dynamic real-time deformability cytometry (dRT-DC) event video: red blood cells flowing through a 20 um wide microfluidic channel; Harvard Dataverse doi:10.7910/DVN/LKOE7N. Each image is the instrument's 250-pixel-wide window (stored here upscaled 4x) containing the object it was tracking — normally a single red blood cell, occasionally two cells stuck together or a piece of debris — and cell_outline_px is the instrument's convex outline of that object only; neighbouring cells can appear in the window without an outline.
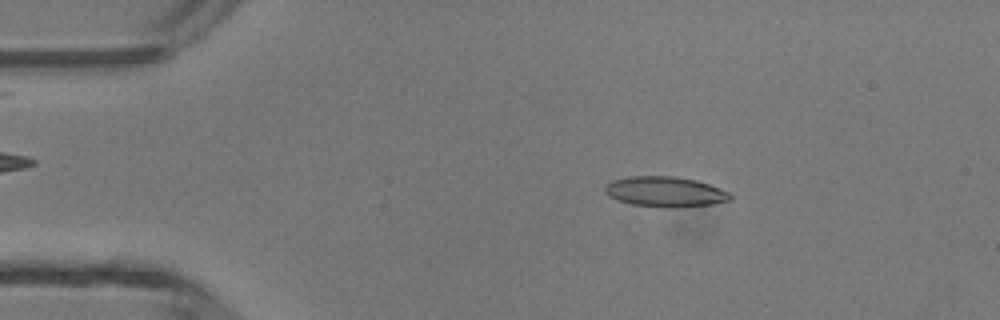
{"species": "common noctule bat (a hibernating species)", "species_latin": "Nyctalus noctula", "temperature_condition": "room temperature", "stored_images_in_passage": 41, "camera_frame_rate_fps": 3000, "um_per_image_px": 0.085, "animal": {"sex": "male", "body_mass_g": 13.3}, "frame": {"image": 1, "passage_image": 2, "time_ms": 0.333, "image_size_px": [1000, 320], "cell_outline_px": [[736, 196], [732, 200], [712, 204], [672, 208], [668, 208], [632, 204], [608, 196], [604, 192], [604, 188], [612, 180], [628, 176], [676, 176], [696, 180], [720, 188]], "centroid_in_image_um": [56.58, 16.29], "position_along_channel_um": 28.4, "area_um2": 22.25}}
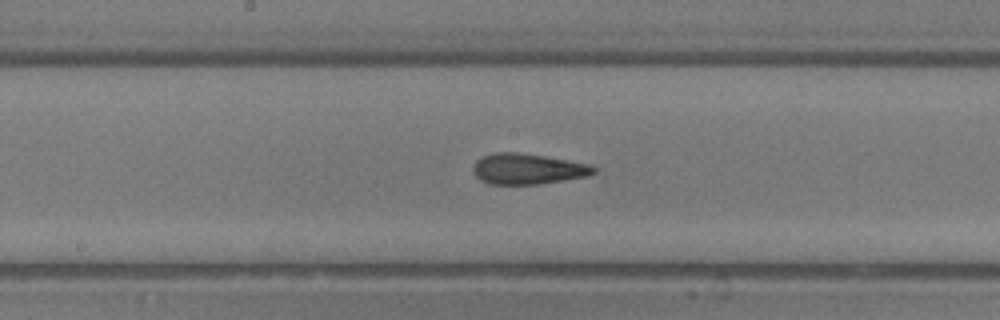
{"frame": {"image": 2, "passage_image": 18, "time_ms": 5.667, "image_size_px": [1000, 320], "cell_outline_px": [[596, 176], [540, 184], [488, 184], [480, 180], [472, 172], [472, 168], [476, 160], [484, 156], [496, 152], [516, 152], [544, 156], [592, 164], [596, 168]], "centroid_in_image_um": [44.93, 14.37], "position_along_channel_um": 203.3, "area_um2": 22.02}}
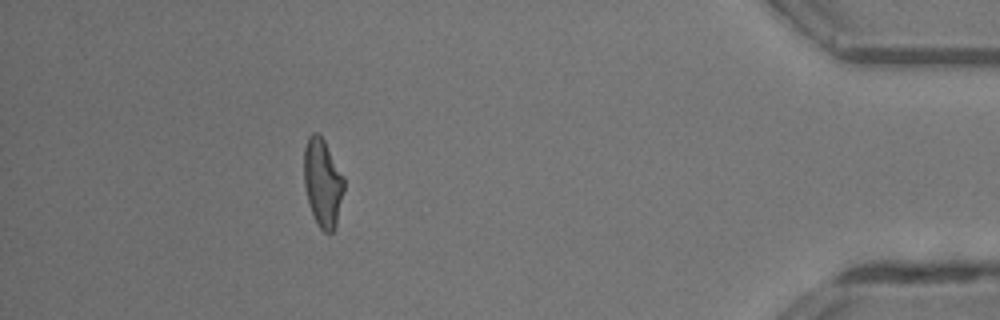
{"frame": {"image": 3, "passage_image": 36, "time_ms": 11.667, "image_size_px": [1000, 320], "cell_outline_px": [[344, 192], [336, 228], [332, 232], [324, 232], [320, 228], [312, 212], [308, 200], [304, 184], [304, 148], [308, 136], [312, 132], [316, 132], [324, 140], [344, 176]], "centroid_in_image_um": [27.44, 15.53], "position_along_channel_um": 407.8, "area_um2": 20.58}, "authors_computed_cell_mechanics": {"area_um2": 21.097, "velocity_mm_per_s": 4.3483, "shape_relaxation_time_tau1_ms": 8.2163, "shape_relaxation_time_tau2_ms": 1.4169, "deformation_change_tau1": 0.269, "deformation_change_tau2": 0.1151}}